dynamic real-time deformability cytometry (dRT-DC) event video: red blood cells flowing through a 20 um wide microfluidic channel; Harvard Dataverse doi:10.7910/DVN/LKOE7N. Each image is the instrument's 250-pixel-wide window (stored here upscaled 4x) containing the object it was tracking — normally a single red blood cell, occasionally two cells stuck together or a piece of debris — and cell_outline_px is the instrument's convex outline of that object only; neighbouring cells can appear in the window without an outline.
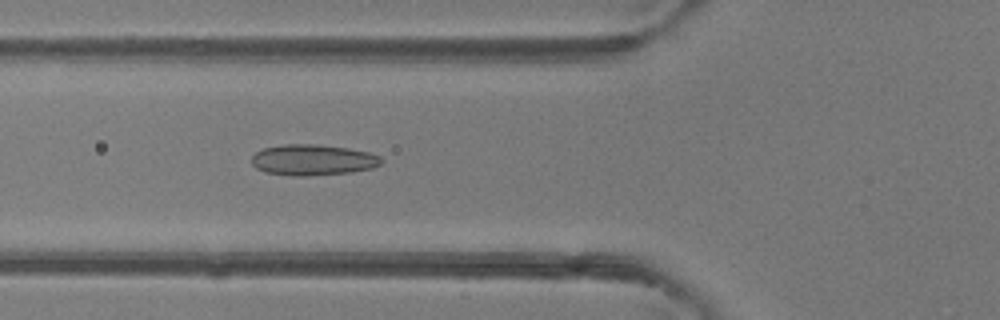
{"species": "common noctule bat (a hibernating species)", "species_latin": "Nyctalus noctula", "temperature_condition": "room temperature", "stored_images_in_passage": 23, "camera_frame_rate_fps": 3000, "um_per_image_px": 0.085, "animal": {"sex": "female"}, "frame": {"image": 1, "passage_image": 3, "time_ms": 0.667, "image_size_px": [1000, 320], "cell_outline_px": [[384, 160], [380, 164], [372, 168], [352, 172], [308, 176], [292, 176], [264, 172], [256, 168], [252, 164], [252, 156], [256, 152], [264, 148], [284, 144], [316, 144], [348, 148], [368, 152], [380, 156]], "centroid_in_image_um": [26.59, 13.6], "position_along_channel_um": 99.2, "area_um2": 23.47}}
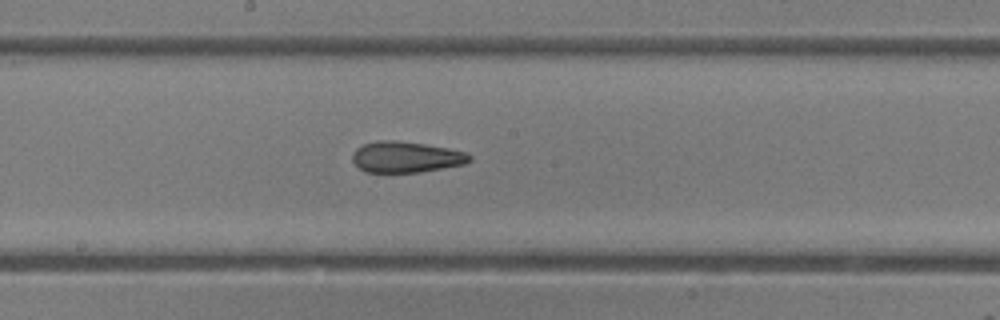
{"frame": {"image": 2, "passage_image": 11, "time_ms": 3.333, "image_size_px": [1000, 320], "cell_outline_px": [[472, 160], [464, 164], [420, 172], [364, 172], [352, 160], [352, 156], [356, 148], [364, 144], [376, 140], [396, 140], [424, 144], [448, 148], [468, 152], [472, 156]], "centroid_in_image_um": [34.53, 13.34], "position_along_channel_um": 213.7, "area_um2": 21.21}}
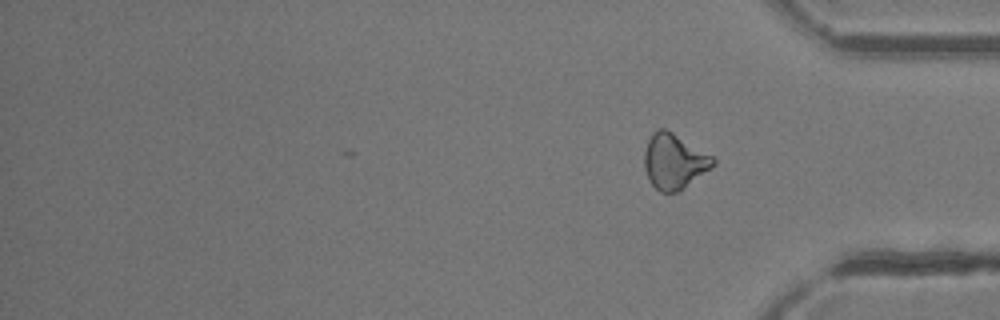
{"frame": {"image": 3, "passage_image": 23, "time_ms": 7.333, "image_size_px": [1000, 320], "cell_outline_px": [[716, 164], [712, 168], [680, 192], [660, 192], [648, 180], [644, 168], [644, 152], [648, 140], [652, 132], [656, 128], [664, 128], [672, 132], [712, 156], [716, 160]], "centroid_in_image_um": [57.29, 13.73], "position_along_channel_um": 377.9, "area_um2": 22.31}, "authors_computed_cell_mechanics": {"area_um2": 21.2126, "velocity_mm_per_s": 4.2701, "shape_relaxation_time_tau1_ms": null, "shape_relaxation_time_tau2_ms": 2.1805, "deformation_change_tau1": null, "deformation_change_tau2": 0.0939}}